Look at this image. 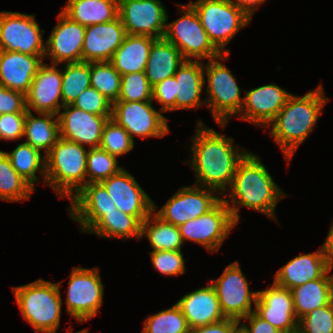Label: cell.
<instances>
[{"label":"cell","mask_w":333,"mask_h":333,"mask_svg":"<svg viewBox=\"0 0 333 333\" xmlns=\"http://www.w3.org/2000/svg\"><path fill=\"white\" fill-rule=\"evenodd\" d=\"M298 328L304 333H333V300L301 317Z\"/></svg>","instance_id":"43"},{"label":"cell","mask_w":333,"mask_h":333,"mask_svg":"<svg viewBox=\"0 0 333 333\" xmlns=\"http://www.w3.org/2000/svg\"><path fill=\"white\" fill-rule=\"evenodd\" d=\"M176 78L175 110L197 109L206 105L201 95L205 87L204 61L185 60L174 74Z\"/></svg>","instance_id":"27"},{"label":"cell","mask_w":333,"mask_h":333,"mask_svg":"<svg viewBox=\"0 0 333 333\" xmlns=\"http://www.w3.org/2000/svg\"><path fill=\"white\" fill-rule=\"evenodd\" d=\"M321 249L328 269L331 271L333 268V221Z\"/></svg>","instance_id":"51"},{"label":"cell","mask_w":333,"mask_h":333,"mask_svg":"<svg viewBox=\"0 0 333 333\" xmlns=\"http://www.w3.org/2000/svg\"><path fill=\"white\" fill-rule=\"evenodd\" d=\"M69 333H72V331H71V332H69ZM75 333H89V332H88V329H87V328H85V329H83V330H80V331H78V332H75Z\"/></svg>","instance_id":"55"},{"label":"cell","mask_w":333,"mask_h":333,"mask_svg":"<svg viewBox=\"0 0 333 333\" xmlns=\"http://www.w3.org/2000/svg\"><path fill=\"white\" fill-rule=\"evenodd\" d=\"M83 26L108 23L118 18V0H67L61 10Z\"/></svg>","instance_id":"31"},{"label":"cell","mask_w":333,"mask_h":333,"mask_svg":"<svg viewBox=\"0 0 333 333\" xmlns=\"http://www.w3.org/2000/svg\"><path fill=\"white\" fill-rule=\"evenodd\" d=\"M181 308L190 329L225 319L216 290L210 281L207 286L185 294L176 302Z\"/></svg>","instance_id":"25"},{"label":"cell","mask_w":333,"mask_h":333,"mask_svg":"<svg viewBox=\"0 0 333 333\" xmlns=\"http://www.w3.org/2000/svg\"><path fill=\"white\" fill-rule=\"evenodd\" d=\"M57 18L58 23L45 42L44 59L51 58L52 64L57 65L81 62L86 26L72 21L62 11Z\"/></svg>","instance_id":"18"},{"label":"cell","mask_w":333,"mask_h":333,"mask_svg":"<svg viewBox=\"0 0 333 333\" xmlns=\"http://www.w3.org/2000/svg\"><path fill=\"white\" fill-rule=\"evenodd\" d=\"M216 290L221 310L226 318L241 320L255 309L258 291H250L249 283L238 261L225 267L218 279L210 280ZM253 303V304H252Z\"/></svg>","instance_id":"12"},{"label":"cell","mask_w":333,"mask_h":333,"mask_svg":"<svg viewBox=\"0 0 333 333\" xmlns=\"http://www.w3.org/2000/svg\"><path fill=\"white\" fill-rule=\"evenodd\" d=\"M231 333H250L247 327L238 320L231 328Z\"/></svg>","instance_id":"53"},{"label":"cell","mask_w":333,"mask_h":333,"mask_svg":"<svg viewBox=\"0 0 333 333\" xmlns=\"http://www.w3.org/2000/svg\"><path fill=\"white\" fill-rule=\"evenodd\" d=\"M176 94L175 76L166 78L152 86V100H155L162 105L159 108L162 112L175 110Z\"/></svg>","instance_id":"46"},{"label":"cell","mask_w":333,"mask_h":333,"mask_svg":"<svg viewBox=\"0 0 333 333\" xmlns=\"http://www.w3.org/2000/svg\"><path fill=\"white\" fill-rule=\"evenodd\" d=\"M154 211L142 222L140 240L148 238L152 251H182L184 245L177 226L158 217Z\"/></svg>","instance_id":"33"},{"label":"cell","mask_w":333,"mask_h":333,"mask_svg":"<svg viewBox=\"0 0 333 333\" xmlns=\"http://www.w3.org/2000/svg\"><path fill=\"white\" fill-rule=\"evenodd\" d=\"M111 116L94 115L72 104L65 105L58 113L60 137L84 147H99L103 127Z\"/></svg>","instance_id":"17"},{"label":"cell","mask_w":333,"mask_h":333,"mask_svg":"<svg viewBox=\"0 0 333 333\" xmlns=\"http://www.w3.org/2000/svg\"><path fill=\"white\" fill-rule=\"evenodd\" d=\"M35 189L12 167L5 151L0 150V200L23 202L30 199Z\"/></svg>","instance_id":"36"},{"label":"cell","mask_w":333,"mask_h":333,"mask_svg":"<svg viewBox=\"0 0 333 333\" xmlns=\"http://www.w3.org/2000/svg\"><path fill=\"white\" fill-rule=\"evenodd\" d=\"M37 114L39 117L33 115L32 110L26 113L24 142L46 156L60 138L58 115L41 112Z\"/></svg>","instance_id":"32"},{"label":"cell","mask_w":333,"mask_h":333,"mask_svg":"<svg viewBox=\"0 0 333 333\" xmlns=\"http://www.w3.org/2000/svg\"><path fill=\"white\" fill-rule=\"evenodd\" d=\"M240 9H242L251 19L255 14L256 10L259 9L258 6L265 3L267 0H231Z\"/></svg>","instance_id":"52"},{"label":"cell","mask_w":333,"mask_h":333,"mask_svg":"<svg viewBox=\"0 0 333 333\" xmlns=\"http://www.w3.org/2000/svg\"><path fill=\"white\" fill-rule=\"evenodd\" d=\"M26 113L0 114L1 140H20L24 135Z\"/></svg>","instance_id":"47"},{"label":"cell","mask_w":333,"mask_h":333,"mask_svg":"<svg viewBox=\"0 0 333 333\" xmlns=\"http://www.w3.org/2000/svg\"><path fill=\"white\" fill-rule=\"evenodd\" d=\"M141 225L136 217L115 209L103 215L87 233L96 234L100 238H119L123 242L132 237L140 241Z\"/></svg>","instance_id":"34"},{"label":"cell","mask_w":333,"mask_h":333,"mask_svg":"<svg viewBox=\"0 0 333 333\" xmlns=\"http://www.w3.org/2000/svg\"><path fill=\"white\" fill-rule=\"evenodd\" d=\"M184 61L178 48L164 37L158 38L152 44L144 73L150 85L154 86L174 76Z\"/></svg>","instance_id":"28"},{"label":"cell","mask_w":333,"mask_h":333,"mask_svg":"<svg viewBox=\"0 0 333 333\" xmlns=\"http://www.w3.org/2000/svg\"><path fill=\"white\" fill-rule=\"evenodd\" d=\"M322 84L304 96L291 94L276 118L267 126L270 135L289 164L299 146L313 132L329 101Z\"/></svg>","instance_id":"3"},{"label":"cell","mask_w":333,"mask_h":333,"mask_svg":"<svg viewBox=\"0 0 333 333\" xmlns=\"http://www.w3.org/2000/svg\"><path fill=\"white\" fill-rule=\"evenodd\" d=\"M254 312L282 333L298 327L291 290L274 281L268 288L258 291Z\"/></svg>","instance_id":"20"},{"label":"cell","mask_w":333,"mask_h":333,"mask_svg":"<svg viewBox=\"0 0 333 333\" xmlns=\"http://www.w3.org/2000/svg\"><path fill=\"white\" fill-rule=\"evenodd\" d=\"M98 267H74L70 274L66 312L79 323L94 318L103 305L104 285Z\"/></svg>","instance_id":"9"},{"label":"cell","mask_w":333,"mask_h":333,"mask_svg":"<svg viewBox=\"0 0 333 333\" xmlns=\"http://www.w3.org/2000/svg\"><path fill=\"white\" fill-rule=\"evenodd\" d=\"M43 33L34 14L0 11V50L44 56Z\"/></svg>","instance_id":"10"},{"label":"cell","mask_w":333,"mask_h":333,"mask_svg":"<svg viewBox=\"0 0 333 333\" xmlns=\"http://www.w3.org/2000/svg\"><path fill=\"white\" fill-rule=\"evenodd\" d=\"M154 40L150 36L127 34L109 62L121 75L144 72Z\"/></svg>","instance_id":"29"},{"label":"cell","mask_w":333,"mask_h":333,"mask_svg":"<svg viewBox=\"0 0 333 333\" xmlns=\"http://www.w3.org/2000/svg\"><path fill=\"white\" fill-rule=\"evenodd\" d=\"M190 328L179 305L151 314L144 321L141 333H189Z\"/></svg>","instance_id":"39"},{"label":"cell","mask_w":333,"mask_h":333,"mask_svg":"<svg viewBox=\"0 0 333 333\" xmlns=\"http://www.w3.org/2000/svg\"><path fill=\"white\" fill-rule=\"evenodd\" d=\"M179 13L177 20L166 23L164 38L179 49L185 60L204 61L214 59L222 53L210 41L204 30L200 18L194 8L178 4Z\"/></svg>","instance_id":"8"},{"label":"cell","mask_w":333,"mask_h":333,"mask_svg":"<svg viewBox=\"0 0 333 333\" xmlns=\"http://www.w3.org/2000/svg\"><path fill=\"white\" fill-rule=\"evenodd\" d=\"M117 101H153L152 86L144 72L122 75L121 91Z\"/></svg>","instance_id":"42"},{"label":"cell","mask_w":333,"mask_h":333,"mask_svg":"<svg viewBox=\"0 0 333 333\" xmlns=\"http://www.w3.org/2000/svg\"><path fill=\"white\" fill-rule=\"evenodd\" d=\"M118 159L100 147L88 148L86 160V175L88 183H99L112 175L117 174L122 168L118 166Z\"/></svg>","instance_id":"40"},{"label":"cell","mask_w":333,"mask_h":333,"mask_svg":"<svg viewBox=\"0 0 333 333\" xmlns=\"http://www.w3.org/2000/svg\"><path fill=\"white\" fill-rule=\"evenodd\" d=\"M25 95L0 85V114L27 113Z\"/></svg>","instance_id":"48"},{"label":"cell","mask_w":333,"mask_h":333,"mask_svg":"<svg viewBox=\"0 0 333 333\" xmlns=\"http://www.w3.org/2000/svg\"><path fill=\"white\" fill-rule=\"evenodd\" d=\"M117 209L105 187L99 183L86 184L70 199L69 217L79 223L80 232L86 233L103 215Z\"/></svg>","instance_id":"22"},{"label":"cell","mask_w":333,"mask_h":333,"mask_svg":"<svg viewBox=\"0 0 333 333\" xmlns=\"http://www.w3.org/2000/svg\"><path fill=\"white\" fill-rule=\"evenodd\" d=\"M152 101H116L112 104V116L134 141V136L161 138L170 132L168 120L160 109L153 107Z\"/></svg>","instance_id":"13"},{"label":"cell","mask_w":333,"mask_h":333,"mask_svg":"<svg viewBox=\"0 0 333 333\" xmlns=\"http://www.w3.org/2000/svg\"><path fill=\"white\" fill-rule=\"evenodd\" d=\"M244 319L248 320L249 324L243 322ZM240 321L247 327L250 333H282L268 321L259 317L255 312H251L247 317H244Z\"/></svg>","instance_id":"49"},{"label":"cell","mask_w":333,"mask_h":333,"mask_svg":"<svg viewBox=\"0 0 333 333\" xmlns=\"http://www.w3.org/2000/svg\"><path fill=\"white\" fill-rule=\"evenodd\" d=\"M230 54H221L217 58L204 61V77H206L207 87L205 92L206 106L209 108L213 120L220 128L226 127L228 121L240 114L244 104V97L241 96V88L238 86L235 76L231 70L221 63L227 60ZM207 74V75H206Z\"/></svg>","instance_id":"6"},{"label":"cell","mask_w":333,"mask_h":333,"mask_svg":"<svg viewBox=\"0 0 333 333\" xmlns=\"http://www.w3.org/2000/svg\"><path fill=\"white\" fill-rule=\"evenodd\" d=\"M291 333H304V332L297 327L296 329L292 330Z\"/></svg>","instance_id":"54"},{"label":"cell","mask_w":333,"mask_h":333,"mask_svg":"<svg viewBox=\"0 0 333 333\" xmlns=\"http://www.w3.org/2000/svg\"><path fill=\"white\" fill-rule=\"evenodd\" d=\"M44 56L0 50V85L26 95Z\"/></svg>","instance_id":"24"},{"label":"cell","mask_w":333,"mask_h":333,"mask_svg":"<svg viewBox=\"0 0 333 333\" xmlns=\"http://www.w3.org/2000/svg\"><path fill=\"white\" fill-rule=\"evenodd\" d=\"M62 282L38 279L26 285L12 286L16 304L35 333H57L63 303L60 292Z\"/></svg>","instance_id":"4"},{"label":"cell","mask_w":333,"mask_h":333,"mask_svg":"<svg viewBox=\"0 0 333 333\" xmlns=\"http://www.w3.org/2000/svg\"><path fill=\"white\" fill-rule=\"evenodd\" d=\"M8 156L12 167L18 174L24 178L34 189L35 183H39L40 179L36 173H40L43 178V185L46 184V164L45 156L33 148L31 145L22 142L12 152H5Z\"/></svg>","instance_id":"35"},{"label":"cell","mask_w":333,"mask_h":333,"mask_svg":"<svg viewBox=\"0 0 333 333\" xmlns=\"http://www.w3.org/2000/svg\"><path fill=\"white\" fill-rule=\"evenodd\" d=\"M86 147L59 138L45 156L46 186L54 190L59 198L76 195L86 184Z\"/></svg>","instance_id":"5"},{"label":"cell","mask_w":333,"mask_h":333,"mask_svg":"<svg viewBox=\"0 0 333 333\" xmlns=\"http://www.w3.org/2000/svg\"><path fill=\"white\" fill-rule=\"evenodd\" d=\"M127 33L118 17L108 22L86 26L82 61L107 62L122 45Z\"/></svg>","instance_id":"23"},{"label":"cell","mask_w":333,"mask_h":333,"mask_svg":"<svg viewBox=\"0 0 333 333\" xmlns=\"http://www.w3.org/2000/svg\"><path fill=\"white\" fill-rule=\"evenodd\" d=\"M134 146L135 143L128 132L113 119H108L103 127L99 147L118 159L130 152Z\"/></svg>","instance_id":"41"},{"label":"cell","mask_w":333,"mask_h":333,"mask_svg":"<svg viewBox=\"0 0 333 333\" xmlns=\"http://www.w3.org/2000/svg\"><path fill=\"white\" fill-rule=\"evenodd\" d=\"M237 225L222 199L207 213L179 226L183 243L193 241L210 253L218 252L228 234Z\"/></svg>","instance_id":"11"},{"label":"cell","mask_w":333,"mask_h":333,"mask_svg":"<svg viewBox=\"0 0 333 333\" xmlns=\"http://www.w3.org/2000/svg\"><path fill=\"white\" fill-rule=\"evenodd\" d=\"M244 104L237 116L240 120L266 128L285 106L292 93L270 83L251 90H245Z\"/></svg>","instance_id":"19"},{"label":"cell","mask_w":333,"mask_h":333,"mask_svg":"<svg viewBox=\"0 0 333 333\" xmlns=\"http://www.w3.org/2000/svg\"><path fill=\"white\" fill-rule=\"evenodd\" d=\"M329 273L330 271L322 278L290 289L297 320L333 300V276L328 275Z\"/></svg>","instance_id":"30"},{"label":"cell","mask_w":333,"mask_h":333,"mask_svg":"<svg viewBox=\"0 0 333 333\" xmlns=\"http://www.w3.org/2000/svg\"><path fill=\"white\" fill-rule=\"evenodd\" d=\"M90 84V63H65L62 70L63 106L72 104Z\"/></svg>","instance_id":"37"},{"label":"cell","mask_w":333,"mask_h":333,"mask_svg":"<svg viewBox=\"0 0 333 333\" xmlns=\"http://www.w3.org/2000/svg\"><path fill=\"white\" fill-rule=\"evenodd\" d=\"M221 197L217 191L210 188L196 184L184 186L178 189L155 214L179 227L210 211L222 199Z\"/></svg>","instance_id":"14"},{"label":"cell","mask_w":333,"mask_h":333,"mask_svg":"<svg viewBox=\"0 0 333 333\" xmlns=\"http://www.w3.org/2000/svg\"><path fill=\"white\" fill-rule=\"evenodd\" d=\"M195 136L191 137V161L188 164L195 173V183L217 191L221 196L230 188L238 162L247 150L234 145L232 137L219 134L205 125L197 123Z\"/></svg>","instance_id":"1"},{"label":"cell","mask_w":333,"mask_h":333,"mask_svg":"<svg viewBox=\"0 0 333 333\" xmlns=\"http://www.w3.org/2000/svg\"><path fill=\"white\" fill-rule=\"evenodd\" d=\"M72 105L94 115H112V103L91 86L85 89Z\"/></svg>","instance_id":"45"},{"label":"cell","mask_w":333,"mask_h":333,"mask_svg":"<svg viewBox=\"0 0 333 333\" xmlns=\"http://www.w3.org/2000/svg\"><path fill=\"white\" fill-rule=\"evenodd\" d=\"M228 194L230 199H225ZM223 196L237 224L240 221L239 206L256 210L279 223L276 206L286 194L274 182L261 158L248 151L238 162L232 184Z\"/></svg>","instance_id":"2"},{"label":"cell","mask_w":333,"mask_h":333,"mask_svg":"<svg viewBox=\"0 0 333 333\" xmlns=\"http://www.w3.org/2000/svg\"><path fill=\"white\" fill-rule=\"evenodd\" d=\"M118 11L128 35L164 37L169 17L160 0H118Z\"/></svg>","instance_id":"15"},{"label":"cell","mask_w":333,"mask_h":333,"mask_svg":"<svg viewBox=\"0 0 333 333\" xmlns=\"http://www.w3.org/2000/svg\"><path fill=\"white\" fill-rule=\"evenodd\" d=\"M122 75L107 62H90V84L112 104L119 98Z\"/></svg>","instance_id":"38"},{"label":"cell","mask_w":333,"mask_h":333,"mask_svg":"<svg viewBox=\"0 0 333 333\" xmlns=\"http://www.w3.org/2000/svg\"><path fill=\"white\" fill-rule=\"evenodd\" d=\"M329 271L321 247L319 250L300 254L290 259L274 275V282L287 289L322 278Z\"/></svg>","instance_id":"26"},{"label":"cell","mask_w":333,"mask_h":333,"mask_svg":"<svg viewBox=\"0 0 333 333\" xmlns=\"http://www.w3.org/2000/svg\"><path fill=\"white\" fill-rule=\"evenodd\" d=\"M43 63L36 73L26 98V109L58 115L63 107L62 69Z\"/></svg>","instance_id":"21"},{"label":"cell","mask_w":333,"mask_h":333,"mask_svg":"<svg viewBox=\"0 0 333 333\" xmlns=\"http://www.w3.org/2000/svg\"><path fill=\"white\" fill-rule=\"evenodd\" d=\"M117 209L136 217L141 223L154 211V201L135 178L122 168L117 174L100 182Z\"/></svg>","instance_id":"16"},{"label":"cell","mask_w":333,"mask_h":333,"mask_svg":"<svg viewBox=\"0 0 333 333\" xmlns=\"http://www.w3.org/2000/svg\"><path fill=\"white\" fill-rule=\"evenodd\" d=\"M237 321L232 318H225L216 323L190 329L189 333H231V328Z\"/></svg>","instance_id":"50"},{"label":"cell","mask_w":333,"mask_h":333,"mask_svg":"<svg viewBox=\"0 0 333 333\" xmlns=\"http://www.w3.org/2000/svg\"><path fill=\"white\" fill-rule=\"evenodd\" d=\"M189 4L197 12L213 45L222 54H231L226 45L250 24L251 18L231 0H196Z\"/></svg>","instance_id":"7"},{"label":"cell","mask_w":333,"mask_h":333,"mask_svg":"<svg viewBox=\"0 0 333 333\" xmlns=\"http://www.w3.org/2000/svg\"><path fill=\"white\" fill-rule=\"evenodd\" d=\"M149 254L154 269L161 275L174 277L186 271L182 251H150Z\"/></svg>","instance_id":"44"}]
</instances>
